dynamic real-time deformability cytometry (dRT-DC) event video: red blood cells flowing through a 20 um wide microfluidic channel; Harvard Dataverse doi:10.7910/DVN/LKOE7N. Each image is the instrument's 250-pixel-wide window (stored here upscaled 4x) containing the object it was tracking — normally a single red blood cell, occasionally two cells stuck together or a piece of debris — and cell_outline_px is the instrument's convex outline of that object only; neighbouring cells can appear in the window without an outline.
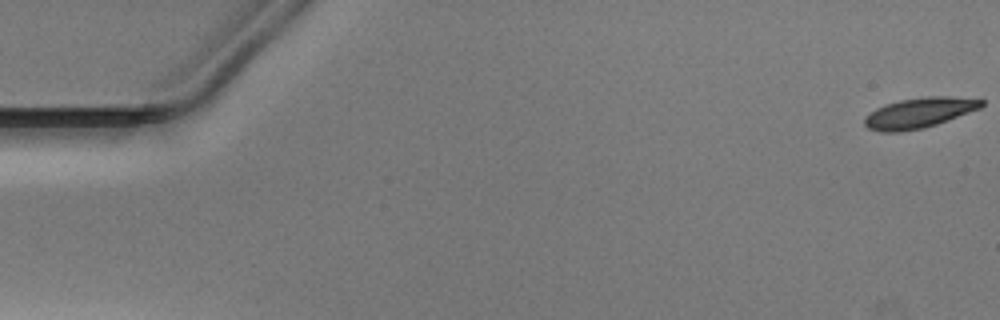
{"species": "Egyptian fruit bat (a non-hibernating species)", "species_latin": "Rousettus aegyptiacus", "temperature_condition": "warm", "stored_images_in_passage": 52, "camera_frame_rate_fps": 3000, "um_per_image_px": 0.085, "animal": {"sex": "male"}, "frame": {"image": 1, "passage_image": 1, "time_ms": 0.0, "image_size_px": [1000, 320], "cell_outline_px": [[984, 104], [980, 108], [936, 124], [924, 128], [900, 132], [880, 132], [868, 128], [864, 124], [864, 116], [876, 108], [884, 104], [900, 100], [924, 96], [948, 96], [984, 100]], "centroid_in_image_um": [78.08, 9.59], "position_along_channel_um": 6.9, "area_um2": 20.63}}
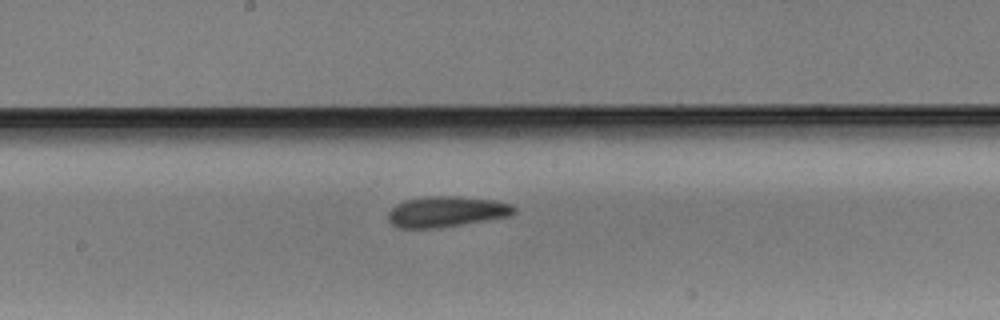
{"frame": {"image": 2, "passage_image": 28, "time_ms": 9.0, "image_size_px": [1000, 320], "cell_outline_px": [[516, 212], [512, 216], [440, 228], [400, 228], [392, 224], [388, 220], [388, 212], [396, 204], [404, 200], [428, 196], [456, 196], [492, 200], [512, 204], [516, 208]], "centroid_in_image_um": [37.96, 17.99], "position_along_channel_um": 210.2, "area_um2": 22.72}}
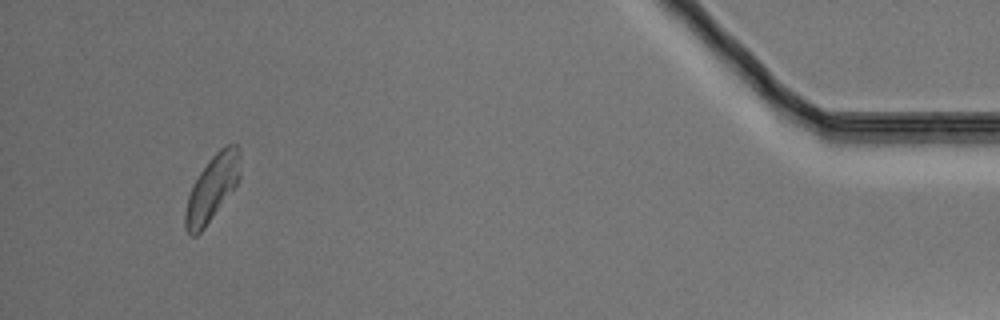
{"frame": {"image": 3, "passage_image": 49, "time_ms": 16.0, "image_size_px": [1000, 320], "cell_outline_px": [[240, 176], [236, 184], [204, 228], [196, 236], [192, 236], [184, 228], [184, 212], [188, 196], [192, 184], [208, 160], [220, 148], [228, 144], [236, 144], [240, 148]], "centroid_in_image_um": [18.01, 15.97], "position_along_channel_um": 417.2, "area_um2": 20.87}}